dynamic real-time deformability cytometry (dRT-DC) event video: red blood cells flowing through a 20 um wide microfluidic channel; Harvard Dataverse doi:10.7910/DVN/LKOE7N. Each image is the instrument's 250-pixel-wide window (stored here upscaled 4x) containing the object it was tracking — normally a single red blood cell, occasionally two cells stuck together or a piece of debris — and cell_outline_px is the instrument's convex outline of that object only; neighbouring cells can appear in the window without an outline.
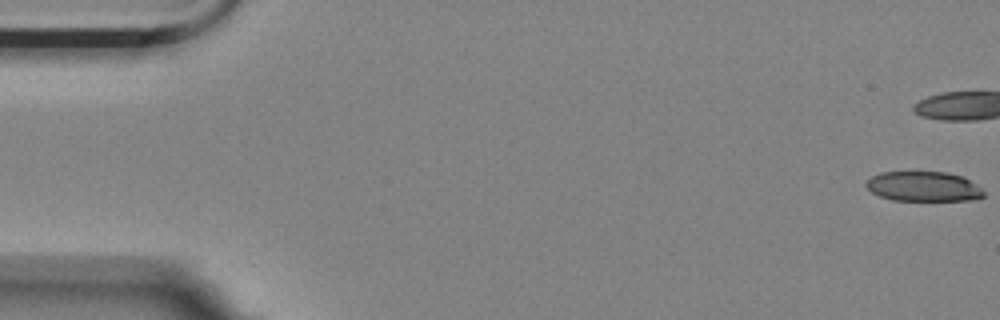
{"species": "Egyptian fruit bat (a non-hibernating species)", "species_latin": "Rousettus aegyptiacus", "temperature_condition": "room temperature", "stored_images_in_passage": 10, "camera_frame_rate_fps": 3000, "um_per_image_px": 0.085, "animal": {"sex": "female"}, "frame": {"image": 1, "passage_image": 1, "time_ms": 0.0, "image_size_px": [1000, 320], "cell_outline_px": [[984, 196], [976, 200], [892, 200], [880, 196], [872, 192], [864, 184], [872, 176], [880, 172], [948, 172], [960, 176], [976, 184], [984, 192]], "centroid_in_image_um": [78.49, 15.85], "position_along_channel_um": 6.5, "area_um2": 20.35}}